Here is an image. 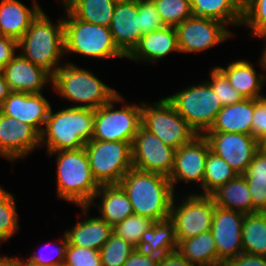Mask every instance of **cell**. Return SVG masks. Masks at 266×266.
Returning <instances> with one entry per match:
<instances>
[{"mask_svg": "<svg viewBox=\"0 0 266 266\" xmlns=\"http://www.w3.org/2000/svg\"><path fill=\"white\" fill-rule=\"evenodd\" d=\"M63 266H102V261L99 251L68 242Z\"/></svg>", "mask_w": 266, "mask_h": 266, "instance_id": "ab89813d", "label": "cell"}, {"mask_svg": "<svg viewBox=\"0 0 266 266\" xmlns=\"http://www.w3.org/2000/svg\"><path fill=\"white\" fill-rule=\"evenodd\" d=\"M237 173L221 157L209 151L203 180V191L200 195L210 196L220 186L231 181Z\"/></svg>", "mask_w": 266, "mask_h": 266, "instance_id": "d6a6232c", "label": "cell"}, {"mask_svg": "<svg viewBox=\"0 0 266 266\" xmlns=\"http://www.w3.org/2000/svg\"><path fill=\"white\" fill-rule=\"evenodd\" d=\"M20 266H33V265H31V264H26V263L23 262V260H21V264H20Z\"/></svg>", "mask_w": 266, "mask_h": 266, "instance_id": "11a10c76", "label": "cell"}, {"mask_svg": "<svg viewBox=\"0 0 266 266\" xmlns=\"http://www.w3.org/2000/svg\"><path fill=\"white\" fill-rule=\"evenodd\" d=\"M40 147V133L31 125L0 112V155L12 163Z\"/></svg>", "mask_w": 266, "mask_h": 266, "instance_id": "e0dca14e", "label": "cell"}, {"mask_svg": "<svg viewBox=\"0 0 266 266\" xmlns=\"http://www.w3.org/2000/svg\"><path fill=\"white\" fill-rule=\"evenodd\" d=\"M244 176L266 177V150L261 147L255 152Z\"/></svg>", "mask_w": 266, "mask_h": 266, "instance_id": "bcb514c9", "label": "cell"}, {"mask_svg": "<svg viewBox=\"0 0 266 266\" xmlns=\"http://www.w3.org/2000/svg\"><path fill=\"white\" fill-rule=\"evenodd\" d=\"M15 198L0 186V242L8 241L19 230Z\"/></svg>", "mask_w": 266, "mask_h": 266, "instance_id": "836d02e7", "label": "cell"}, {"mask_svg": "<svg viewBox=\"0 0 266 266\" xmlns=\"http://www.w3.org/2000/svg\"><path fill=\"white\" fill-rule=\"evenodd\" d=\"M226 26L216 19L192 15L175 27L179 51L201 52L219 45L232 37Z\"/></svg>", "mask_w": 266, "mask_h": 266, "instance_id": "7c38bea8", "label": "cell"}, {"mask_svg": "<svg viewBox=\"0 0 266 266\" xmlns=\"http://www.w3.org/2000/svg\"><path fill=\"white\" fill-rule=\"evenodd\" d=\"M177 252L196 266H224L218 259L211 230L195 237L181 240Z\"/></svg>", "mask_w": 266, "mask_h": 266, "instance_id": "f546056e", "label": "cell"}, {"mask_svg": "<svg viewBox=\"0 0 266 266\" xmlns=\"http://www.w3.org/2000/svg\"><path fill=\"white\" fill-rule=\"evenodd\" d=\"M224 266H266V256L242 252L231 258Z\"/></svg>", "mask_w": 266, "mask_h": 266, "instance_id": "7dc6e473", "label": "cell"}, {"mask_svg": "<svg viewBox=\"0 0 266 266\" xmlns=\"http://www.w3.org/2000/svg\"><path fill=\"white\" fill-rule=\"evenodd\" d=\"M131 144L93 139L85 144L91 173L99 186L118 185L133 168Z\"/></svg>", "mask_w": 266, "mask_h": 266, "instance_id": "ba28073f", "label": "cell"}, {"mask_svg": "<svg viewBox=\"0 0 266 266\" xmlns=\"http://www.w3.org/2000/svg\"><path fill=\"white\" fill-rule=\"evenodd\" d=\"M68 1H70V0H62L61 2H62V4H66Z\"/></svg>", "mask_w": 266, "mask_h": 266, "instance_id": "6f0895ef", "label": "cell"}, {"mask_svg": "<svg viewBox=\"0 0 266 266\" xmlns=\"http://www.w3.org/2000/svg\"><path fill=\"white\" fill-rule=\"evenodd\" d=\"M118 94L110 102L94 110V132L92 139L132 143L142 124V102L140 105L125 104L115 109L116 102H124Z\"/></svg>", "mask_w": 266, "mask_h": 266, "instance_id": "52a82bcc", "label": "cell"}, {"mask_svg": "<svg viewBox=\"0 0 266 266\" xmlns=\"http://www.w3.org/2000/svg\"><path fill=\"white\" fill-rule=\"evenodd\" d=\"M0 71L11 92L41 93L46 84L52 83V75L48 71L23 58L20 54L15 55Z\"/></svg>", "mask_w": 266, "mask_h": 266, "instance_id": "d6986e66", "label": "cell"}, {"mask_svg": "<svg viewBox=\"0 0 266 266\" xmlns=\"http://www.w3.org/2000/svg\"><path fill=\"white\" fill-rule=\"evenodd\" d=\"M141 126L176 150L198 135L166 97L154 103L142 102Z\"/></svg>", "mask_w": 266, "mask_h": 266, "instance_id": "9c48e42d", "label": "cell"}, {"mask_svg": "<svg viewBox=\"0 0 266 266\" xmlns=\"http://www.w3.org/2000/svg\"><path fill=\"white\" fill-rule=\"evenodd\" d=\"M134 250L126 240L112 233L99 250L102 266H122Z\"/></svg>", "mask_w": 266, "mask_h": 266, "instance_id": "8d00e7d4", "label": "cell"}, {"mask_svg": "<svg viewBox=\"0 0 266 266\" xmlns=\"http://www.w3.org/2000/svg\"><path fill=\"white\" fill-rule=\"evenodd\" d=\"M209 143L204 135H197L191 142L184 144L175 152L174 167L169 175L172 188L178 181L200 183L203 190V180Z\"/></svg>", "mask_w": 266, "mask_h": 266, "instance_id": "2e32d148", "label": "cell"}, {"mask_svg": "<svg viewBox=\"0 0 266 266\" xmlns=\"http://www.w3.org/2000/svg\"><path fill=\"white\" fill-rule=\"evenodd\" d=\"M51 104L41 93L11 92L3 102L0 112L33 126L42 133ZM44 126H41L43 125Z\"/></svg>", "mask_w": 266, "mask_h": 266, "instance_id": "ac0fdd59", "label": "cell"}, {"mask_svg": "<svg viewBox=\"0 0 266 266\" xmlns=\"http://www.w3.org/2000/svg\"><path fill=\"white\" fill-rule=\"evenodd\" d=\"M254 99L223 106L216 115L210 129L206 132H229L252 135Z\"/></svg>", "mask_w": 266, "mask_h": 266, "instance_id": "cb8c5ba5", "label": "cell"}, {"mask_svg": "<svg viewBox=\"0 0 266 266\" xmlns=\"http://www.w3.org/2000/svg\"><path fill=\"white\" fill-rule=\"evenodd\" d=\"M66 230L68 242L74 246L91 248L99 251L109 240L113 227L98 217H89Z\"/></svg>", "mask_w": 266, "mask_h": 266, "instance_id": "484cf974", "label": "cell"}, {"mask_svg": "<svg viewBox=\"0 0 266 266\" xmlns=\"http://www.w3.org/2000/svg\"><path fill=\"white\" fill-rule=\"evenodd\" d=\"M245 214L215 206L211 233L219 261L224 265L243 252L242 226Z\"/></svg>", "mask_w": 266, "mask_h": 266, "instance_id": "9a60e30c", "label": "cell"}, {"mask_svg": "<svg viewBox=\"0 0 266 266\" xmlns=\"http://www.w3.org/2000/svg\"><path fill=\"white\" fill-rule=\"evenodd\" d=\"M170 52H180L175 27H163L142 35L138 45L126 57L131 61L153 62L160 60Z\"/></svg>", "mask_w": 266, "mask_h": 266, "instance_id": "7402d4cb", "label": "cell"}, {"mask_svg": "<svg viewBox=\"0 0 266 266\" xmlns=\"http://www.w3.org/2000/svg\"><path fill=\"white\" fill-rule=\"evenodd\" d=\"M59 246L54 248L53 250L55 256H47L46 254H33L30 255L25 261H23L26 264H31L33 266H63L65 262V254H66V247L68 245V239L64 232V238L60 239ZM49 244H45V246H49ZM49 248V247H48ZM52 252V250H51ZM52 252V253H53ZM55 257V258H54Z\"/></svg>", "mask_w": 266, "mask_h": 266, "instance_id": "b9f144b4", "label": "cell"}, {"mask_svg": "<svg viewBox=\"0 0 266 266\" xmlns=\"http://www.w3.org/2000/svg\"><path fill=\"white\" fill-rule=\"evenodd\" d=\"M171 204L170 219L175 225L178 243L211 230L215 204L211 196L190 193L175 205Z\"/></svg>", "mask_w": 266, "mask_h": 266, "instance_id": "8fae6325", "label": "cell"}, {"mask_svg": "<svg viewBox=\"0 0 266 266\" xmlns=\"http://www.w3.org/2000/svg\"><path fill=\"white\" fill-rule=\"evenodd\" d=\"M115 2H126V1H132V0H114Z\"/></svg>", "mask_w": 266, "mask_h": 266, "instance_id": "9f6ffc18", "label": "cell"}, {"mask_svg": "<svg viewBox=\"0 0 266 266\" xmlns=\"http://www.w3.org/2000/svg\"><path fill=\"white\" fill-rule=\"evenodd\" d=\"M242 25L251 28L253 37L266 36V0H243Z\"/></svg>", "mask_w": 266, "mask_h": 266, "instance_id": "74e56055", "label": "cell"}, {"mask_svg": "<svg viewBox=\"0 0 266 266\" xmlns=\"http://www.w3.org/2000/svg\"><path fill=\"white\" fill-rule=\"evenodd\" d=\"M191 10L194 16L216 19L228 26L242 25L243 0H194Z\"/></svg>", "mask_w": 266, "mask_h": 266, "instance_id": "f1b7e54d", "label": "cell"}, {"mask_svg": "<svg viewBox=\"0 0 266 266\" xmlns=\"http://www.w3.org/2000/svg\"><path fill=\"white\" fill-rule=\"evenodd\" d=\"M21 258L0 255V266H20Z\"/></svg>", "mask_w": 266, "mask_h": 266, "instance_id": "816d5d0a", "label": "cell"}, {"mask_svg": "<svg viewBox=\"0 0 266 266\" xmlns=\"http://www.w3.org/2000/svg\"><path fill=\"white\" fill-rule=\"evenodd\" d=\"M154 222L151 218L133 214L115 225L113 227V233L137 249L141 236Z\"/></svg>", "mask_w": 266, "mask_h": 266, "instance_id": "d590c367", "label": "cell"}, {"mask_svg": "<svg viewBox=\"0 0 266 266\" xmlns=\"http://www.w3.org/2000/svg\"><path fill=\"white\" fill-rule=\"evenodd\" d=\"M118 185L127 194L134 214L153 221L170 218L175 194L168 176L131 168Z\"/></svg>", "mask_w": 266, "mask_h": 266, "instance_id": "6da1fadb", "label": "cell"}, {"mask_svg": "<svg viewBox=\"0 0 266 266\" xmlns=\"http://www.w3.org/2000/svg\"><path fill=\"white\" fill-rule=\"evenodd\" d=\"M19 54L53 75L65 56L64 23L59 18L54 24L42 10L31 22L25 34L17 41Z\"/></svg>", "mask_w": 266, "mask_h": 266, "instance_id": "3957f363", "label": "cell"}, {"mask_svg": "<svg viewBox=\"0 0 266 266\" xmlns=\"http://www.w3.org/2000/svg\"><path fill=\"white\" fill-rule=\"evenodd\" d=\"M17 40L0 35V70L3 69L16 55Z\"/></svg>", "mask_w": 266, "mask_h": 266, "instance_id": "f6af8a7d", "label": "cell"}, {"mask_svg": "<svg viewBox=\"0 0 266 266\" xmlns=\"http://www.w3.org/2000/svg\"><path fill=\"white\" fill-rule=\"evenodd\" d=\"M229 80L234 89L240 92L244 99H261L266 96L260 94L266 82L265 75H259L250 61L238 60L227 67L216 66Z\"/></svg>", "mask_w": 266, "mask_h": 266, "instance_id": "d4e9b609", "label": "cell"}, {"mask_svg": "<svg viewBox=\"0 0 266 266\" xmlns=\"http://www.w3.org/2000/svg\"><path fill=\"white\" fill-rule=\"evenodd\" d=\"M116 4L114 0H70L63 6L79 20L109 27Z\"/></svg>", "mask_w": 266, "mask_h": 266, "instance_id": "4dcf8cb0", "label": "cell"}, {"mask_svg": "<svg viewBox=\"0 0 266 266\" xmlns=\"http://www.w3.org/2000/svg\"><path fill=\"white\" fill-rule=\"evenodd\" d=\"M242 246L245 253L266 256V212L245 214Z\"/></svg>", "mask_w": 266, "mask_h": 266, "instance_id": "1f68e13d", "label": "cell"}, {"mask_svg": "<svg viewBox=\"0 0 266 266\" xmlns=\"http://www.w3.org/2000/svg\"><path fill=\"white\" fill-rule=\"evenodd\" d=\"M166 27H176L192 14L191 3L188 0H152Z\"/></svg>", "mask_w": 266, "mask_h": 266, "instance_id": "e575fe53", "label": "cell"}, {"mask_svg": "<svg viewBox=\"0 0 266 266\" xmlns=\"http://www.w3.org/2000/svg\"><path fill=\"white\" fill-rule=\"evenodd\" d=\"M198 84L166 98L196 133L203 135L212 126L222 105L207 81Z\"/></svg>", "mask_w": 266, "mask_h": 266, "instance_id": "30bf717a", "label": "cell"}, {"mask_svg": "<svg viewBox=\"0 0 266 266\" xmlns=\"http://www.w3.org/2000/svg\"><path fill=\"white\" fill-rule=\"evenodd\" d=\"M159 258L135 249L122 266H157Z\"/></svg>", "mask_w": 266, "mask_h": 266, "instance_id": "c3c4849f", "label": "cell"}, {"mask_svg": "<svg viewBox=\"0 0 266 266\" xmlns=\"http://www.w3.org/2000/svg\"><path fill=\"white\" fill-rule=\"evenodd\" d=\"M210 151L224 159L237 175H244L260 143L253 135L205 132Z\"/></svg>", "mask_w": 266, "mask_h": 266, "instance_id": "5bb4252c", "label": "cell"}, {"mask_svg": "<svg viewBox=\"0 0 266 266\" xmlns=\"http://www.w3.org/2000/svg\"><path fill=\"white\" fill-rule=\"evenodd\" d=\"M178 241L175 225L168 218L162 221H155L153 225L141 236L137 249L151 254L157 258H163L169 253L177 251Z\"/></svg>", "mask_w": 266, "mask_h": 266, "instance_id": "4316f807", "label": "cell"}, {"mask_svg": "<svg viewBox=\"0 0 266 266\" xmlns=\"http://www.w3.org/2000/svg\"><path fill=\"white\" fill-rule=\"evenodd\" d=\"M250 195L246 178L244 175H237L231 181L220 186L210 196L217 207L251 214L252 199Z\"/></svg>", "mask_w": 266, "mask_h": 266, "instance_id": "83f0119b", "label": "cell"}, {"mask_svg": "<svg viewBox=\"0 0 266 266\" xmlns=\"http://www.w3.org/2000/svg\"><path fill=\"white\" fill-rule=\"evenodd\" d=\"M99 198L100 203L94 202ZM91 205L97 206L101 213L100 218L114 227L126 217L133 215L134 210L125 191L119 185H102L93 197L88 206H80L82 215L88 214Z\"/></svg>", "mask_w": 266, "mask_h": 266, "instance_id": "44dd1931", "label": "cell"}, {"mask_svg": "<svg viewBox=\"0 0 266 266\" xmlns=\"http://www.w3.org/2000/svg\"><path fill=\"white\" fill-rule=\"evenodd\" d=\"M31 8L19 0H1L0 35L19 40L43 8L33 0Z\"/></svg>", "mask_w": 266, "mask_h": 266, "instance_id": "603a6c76", "label": "cell"}, {"mask_svg": "<svg viewBox=\"0 0 266 266\" xmlns=\"http://www.w3.org/2000/svg\"><path fill=\"white\" fill-rule=\"evenodd\" d=\"M56 156L57 196L78 206H88L99 190L85 148L47 152Z\"/></svg>", "mask_w": 266, "mask_h": 266, "instance_id": "277c9868", "label": "cell"}, {"mask_svg": "<svg viewBox=\"0 0 266 266\" xmlns=\"http://www.w3.org/2000/svg\"><path fill=\"white\" fill-rule=\"evenodd\" d=\"M210 79L207 81L217 95L222 107L242 101L244 98L234 89L227 77L217 68L210 70Z\"/></svg>", "mask_w": 266, "mask_h": 266, "instance_id": "f35d334b", "label": "cell"}, {"mask_svg": "<svg viewBox=\"0 0 266 266\" xmlns=\"http://www.w3.org/2000/svg\"><path fill=\"white\" fill-rule=\"evenodd\" d=\"M252 199V213L266 212V177L244 176Z\"/></svg>", "mask_w": 266, "mask_h": 266, "instance_id": "7bdbcfd3", "label": "cell"}, {"mask_svg": "<svg viewBox=\"0 0 266 266\" xmlns=\"http://www.w3.org/2000/svg\"><path fill=\"white\" fill-rule=\"evenodd\" d=\"M157 266H196L185 258H183L177 251L165 255L160 258Z\"/></svg>", "mask_w": 266, "mask_h": 266, "instance_id": "681fc988", "label": "cell"}, {"mask_svg": "<svg viewBox=\"0 0 266 266\" xmlns=\"http://www.w3.org/2000/svg\"><path fill=\"white\" fill-rule=\"evenodd\" d=\"M252 135L261 143L266 138V97L254 99Z\"/></svg>", "mask_w": 266, "mask_h": 266, "instance_id": "ee69618b", "label": "cell"}, {"mask_svg": "<svg viewBox=\"0 0 266 266\" xmlns=\"http://www.w3.org/2000/svg\"><path fill=\"white\" fill-rule=\"evenodd\" d=\"M141 36L165 27L152 0H138Z\"/></svg>", "mask_w": 266, "mask_h": 266, "instance_id": "60d3db41", "label": "cell"}, {"mask_svg": "<svg viewBox=\"0 0 266 266\" xmlns=\"http://www.w3.org/2000/svg\"><path fill=\"white\" fill-rule=\"evenodd\" d=\"M52 88L62 98L88 109H97L110 102L119 93L105 85L92 72L72 62L64 63L52 75Z\"/></svg>", "mask_w": 266, "mask_h": 266, "instance_id": "5b68a950", "label": "cell"}, {"mask_svg": "<svg viewBox=\"0 0 266 266\" xmlns=\"http://www.w3.org/2000/svg\"><path fill=\"white\" fill-rule=\"evenodd\" d=\"M65 56L69 53L92 58H126L115 45L109 27L79 20L65 7Z\"/></svg>", "mask_w": 266, "mask_h": 266, "instance_id": "8992f818", "label": "cell"}, {"mask_svg": "<svg viewBox=\"0 0 266 266\" xmlns=\"http://www.w3.org/2000/svg\"><path fill=\"white\" fill-rule=\"evenodd\" d=\"M131 149L133 168L169 177L174 167L176 149L165 145L142 126L132 141Z\"/></svg>", "mask_w": 266, "mask_h": 266, "instance_id": "4fadbf2b", "label": "cell"}, {"mask_svg": "<svg viewBox=\"0 0 266 266\" xmlns=\"http://www.w3.org/2000/svg\"><path fill=\"white\" fill-rule=\"evenodd\" d=\"M10 93V87L5 80L3 73L0 71V108L5 99L10 95Z\"/></svg>", "mask_w": 266, "mask_h": 266, "instance_id": "f907efd6", "label": "cell"}, {"mask_svg": "<svg viewBox=\"0 0 266 266\" xmlns=\"http://www.w3.org/2000/svg\"><path fill=\"white\" fill-rule=\"evenodd\" d=\"M260 147H261L263 150H266V138L260 143Z\"/></svg>", "mask_w": 266, "mask_h": 266, "instance_id": "db71d44e", "label": "cell"}, {"mask_svg": "<svg viewBox=\"0 0 266 266\" xmlns=\"http://www.w3.org/2000/svg\"><path fill=\"white\" fill-rule=\"evenodd\" d=\"M93 132V109L72 106L54 113L51 107L40 146L46 144L47 152L80 149L92 139Z\"/></svg>", "mask_w": 266, "mask_h": 266, "instance_id": "7a4b0ae2", "label": "cell"}, {"mask_svg": "<svg viewBox=\"0 0 266 266\" xmlns=\"http://www.w3.org/2000/svg\"><path fill=\"white\" fill-rule=\"evenodd\" d=\"M260 38H263L264 40H266V36H263V37H260ZM259 63H260V66L265 70L266 72V43H265V46H264V49H263V53H262V56L261 58L259 59ZM266 76V73L264 74Z\"/></svg>", "mask_w": 266, "mask_h": 266, "instance_id": "f5cc1de1", "label": "cell"}, {"mask_svg": "<svg viewBox=\"0 0 266 266\" xmlns=\"http://www.w3.org/2000/svg\"><path fill=\"white\" fill-rule=\"evenodd\" d=\"M109 29L115 45L127 57L141 38L138 0L118 2Z\"/></svg>", "mask_w": 266, "mask_h": 266, "instance_id": "ffe728a7", "label": "cell"}]
</instances>
